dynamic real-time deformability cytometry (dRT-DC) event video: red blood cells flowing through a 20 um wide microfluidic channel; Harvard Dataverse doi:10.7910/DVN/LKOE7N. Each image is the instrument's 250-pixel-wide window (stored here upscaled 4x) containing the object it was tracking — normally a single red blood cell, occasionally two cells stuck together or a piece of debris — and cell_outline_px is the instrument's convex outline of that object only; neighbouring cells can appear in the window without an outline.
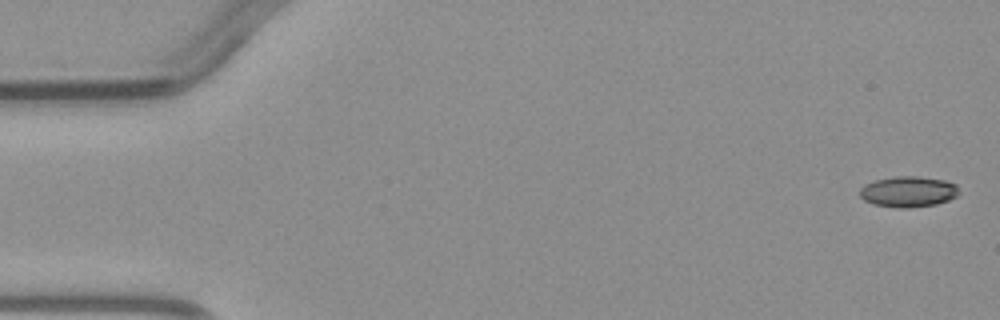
{"species": "common noctule bat (a hibernating species)", "species_latin": "Nyctalus noctula", "temperature_condition": "warm", "stored_images_in_passage": 5, "camera_frame_rate_fps": 3000, "um_per_image_px": 0.085, "animal": {"sex": "male", "body_mass_g": 23.1, "forearm_length_mm": 52.7}, "frame": {"image": 1, "passage_image": 1, "time_ms": 0.0, "image_size_px": [1000, 320], "cell_outline_px": [[960, 192], [956, 196], [948, 200], [936, 204], [908, 208], [896, 208], [872, 204], [864, 200], [860, 196], [860, 188], [864, 184], [876, 180], [896, 176], [916, 176], [944, 180], [956, 184]], "centroid_in_image_um": [77.19, 16.3], "position_along_channel_um": 7.8, "area_um2": 17.86}}